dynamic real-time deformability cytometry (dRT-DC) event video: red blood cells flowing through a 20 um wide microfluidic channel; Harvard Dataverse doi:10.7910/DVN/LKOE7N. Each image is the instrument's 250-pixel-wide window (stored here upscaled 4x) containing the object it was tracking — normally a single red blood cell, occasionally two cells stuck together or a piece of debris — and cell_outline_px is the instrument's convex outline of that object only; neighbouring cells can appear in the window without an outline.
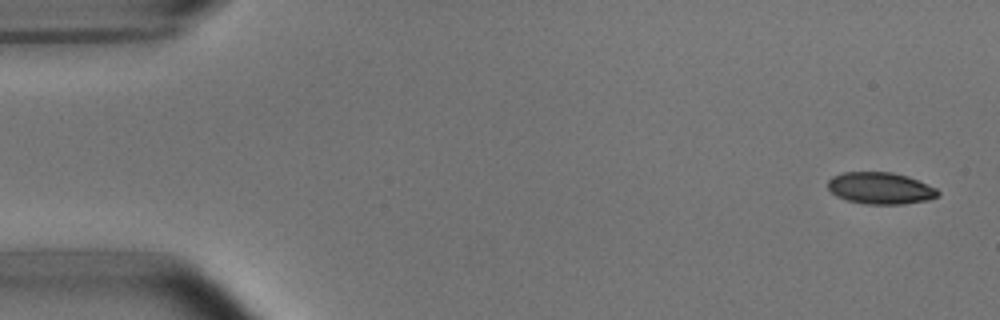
{"species": "common noctule bat (a hibernating species)", "species_latin": "Nyctalus noctula", "temperature_condition": "room temperature", "stored_images_in_passage": 51, "camera_frame_rate_fps": 3000, "um_per_image_px": 0.085, "animal": {"sex": "male", "body_mass_g": 15.6}, "frame": {"image": 1, "passage_image": 1, "time_ms": 0.0, "image_size_px": [1000, 320], "cell_outline_px": [[940, 192], [936, 196], [928, 200], [904, 204], [868, 204], [848, 200], [836, 196], [828, 188], [828, 180], [832, 176], [844, 172], [892, 172], [908, 176], [936, 188]], "centroid_in_image_um": [74.83, 15.99], "position_along_channel_um": 10.2, "area_um2": 20.29}}
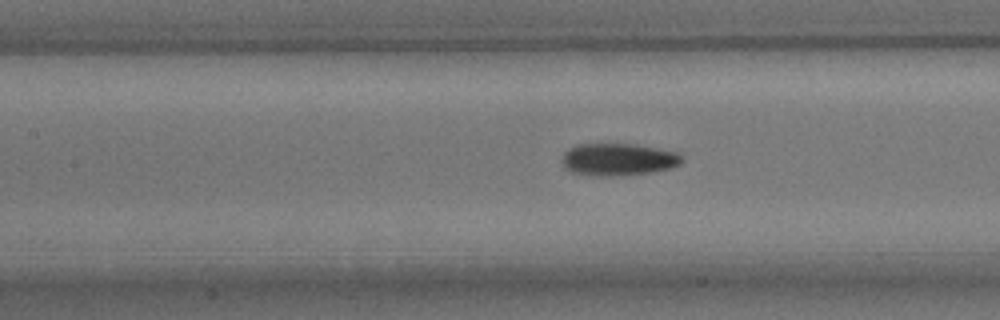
{"frame": {"image": 2, "passage_image": 22, "time_ms": 7.0, "image_size_px": [1000, 320], "cell_outline_px": [[684, 160], [680, 164], [668, 168], [652, 172], [612, 176], [592, 176], [572, 172], [564, 168], [564, 152], [568, 148], [576, 144], [632, 144], [656, 148], [676, 152]], "centroid_in_image_um": [52.52, 13.55], "position_along_channel_um": 154.9, "area_um2": 22.37}}
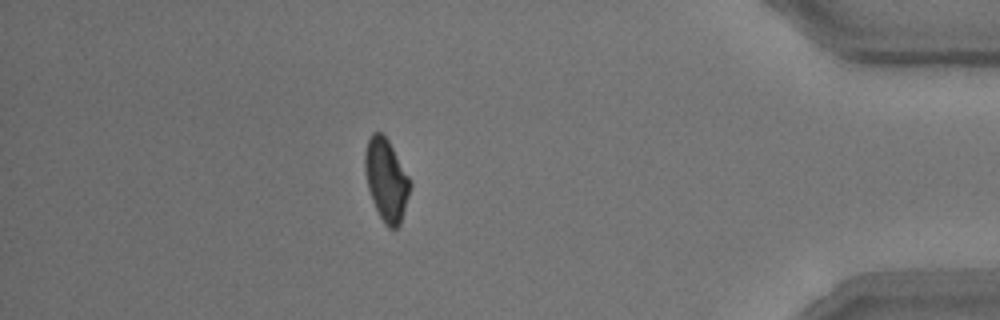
{"frame": {"image": 3, "passage_image": 45, "time_ms": 14.667, "image_size_px": [1000, 320], "cell_outline_px": [[412, 184], [400, 224], [396, 228], [388, 228], [384, 224], [372, 200], [368, 188], [364, 172], [364, 152], [368, 140], [372, 132], [380, 132], [388, 140], [408, 176]], "centroid_in_image_um": [32.81, 15.29], "position_along_channel_um": 402.4, "area_um2": 21.44}, "authors_computed_cell_mechanics": {"area_um2": 21.7906, "velocity_mm_per_s": 3.7973, "shape_relaxation_time_tau1_ms": 3.1415, "shape_relaxation_time_tau2_ms": 2.0074, "deformation_change_tau1": 0.1239, "deformation_change_tau2": 0.0766}}